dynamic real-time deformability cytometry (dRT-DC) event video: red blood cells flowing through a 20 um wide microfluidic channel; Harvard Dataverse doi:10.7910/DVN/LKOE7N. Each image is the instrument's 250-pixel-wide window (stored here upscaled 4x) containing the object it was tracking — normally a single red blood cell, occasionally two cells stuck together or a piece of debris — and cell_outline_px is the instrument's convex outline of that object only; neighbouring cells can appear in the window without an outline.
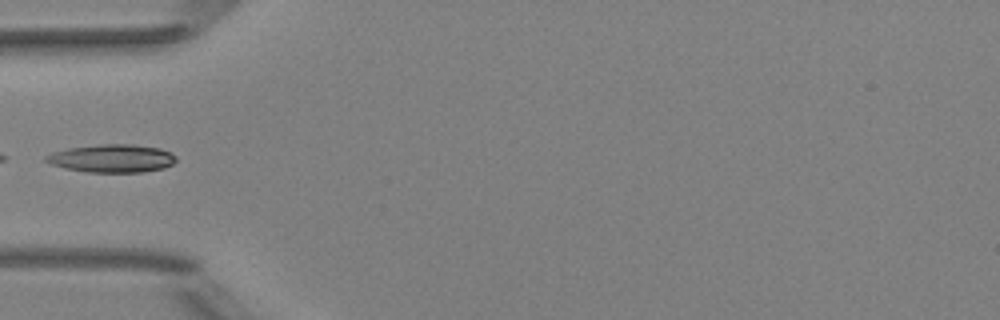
{"species": "Egyptian fruit bat (a non-hibernating species)", "species_latin": "Rousettus aegyptiacus", "temperature_condition": "room temperature", "stored_images_in_passage": 33, "camera_frame_rate_fps": 3000, "um_per_image_px": 0.085, "animal": {"sex": "female"}, "frame": {"image": 1, "passage_image": 1, "time_ms": 0.0, "image_size_px": [1000, 320], "cell_outline_px": [[176, 160], [172, 164], [164, 168], [144, 172], [88, 172], [64, 168], [52, 164], [44, 160], [44, 156], [52, 152], [68, 148], [100, 144], [132, 144], [160, 148], [172, 152], [176, 156]], "centroid_in_image_um": [9.53, 13.46], "position_along_channel_um": 75.5, "area_um2": 21.39}}
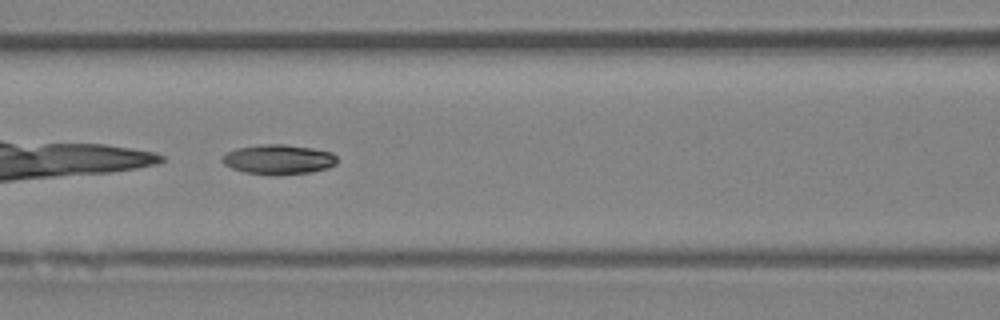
{"frame": {"image": 2, "passage_image": 6, "time_ms": 1.667, "image_size_px": [1000, 320], "cell_outline_px": [[336, 164], [328, 168], [312, 172], [280, 176], [272, 176], [244, 172], [232, 168], [224, 164], [220, 160], [228, 152], [236, 148], [260, 144], [284, 144], [312, 148], [332, 152], [336, 156]], "centroid_in_image_um": [23.68, 13.57], "position_along_channel_um": 142.9, "area_um2": 20.23}}
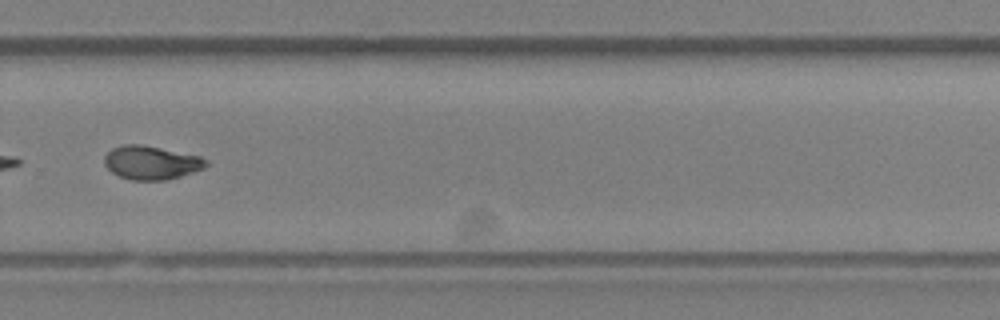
{"frame": {"image": 3, "passage_image": 19, "time_ms": 6.0, "image_size_px": [1000, 320], "cell_outline_px": [[208, 164], [204, 168], [180, 176], [164, 180], [132, 180], [120, 176], [112, 172], [104, 164], [104, 156], [112, 148], [124, 144], [140, 144], [200, 156], [208, 160]], "centroid_in_image_um": [12.85, 13.82], "position_along_channel_um": 317.0, "area_um2": 19.77}}